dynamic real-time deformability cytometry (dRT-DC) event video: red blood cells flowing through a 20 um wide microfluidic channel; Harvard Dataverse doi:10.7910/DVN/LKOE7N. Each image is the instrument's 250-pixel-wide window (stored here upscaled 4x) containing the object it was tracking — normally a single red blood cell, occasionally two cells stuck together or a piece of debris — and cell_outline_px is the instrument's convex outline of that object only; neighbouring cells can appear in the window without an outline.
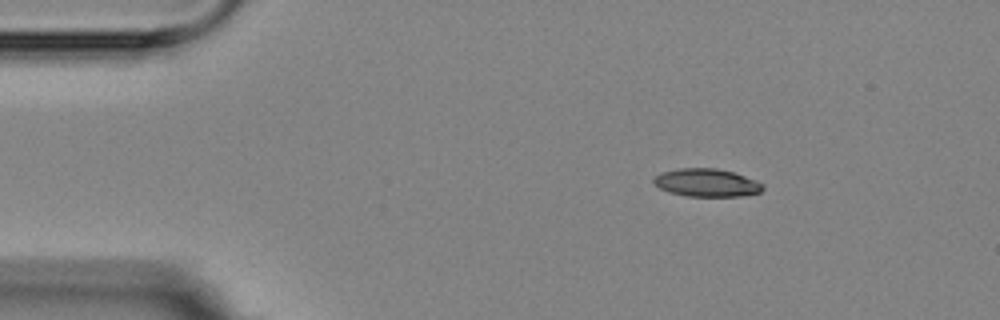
{"species": "Egyptian fruit bat (a non-hibernating species)", "species_latin": "Rousettus aegyptiacus", "temperature_condition": "room temperature", "stored_images_in_passage": 3, "camera_frame_rate_fps": 3000, "um_per_image_px": 0.085, "animal": {"sex": "female"}, "frame": {"image": 1, "passage_image": 1, "time_ms": 0.0, "image_size_px": [1000, 320], "cell_outline_px": [[764, 188], [760, 192], [740, 196], [688, 196], [668, 192], [660, 188], [652, 180], [660, 172], [676, 168], [716, 168], [732, 172], [756, 180], [764, 184]], "centroid_in_image_um": [60.05, 15.52], "position_along_channel_um": 24.9, "area_um2": 17.74}}